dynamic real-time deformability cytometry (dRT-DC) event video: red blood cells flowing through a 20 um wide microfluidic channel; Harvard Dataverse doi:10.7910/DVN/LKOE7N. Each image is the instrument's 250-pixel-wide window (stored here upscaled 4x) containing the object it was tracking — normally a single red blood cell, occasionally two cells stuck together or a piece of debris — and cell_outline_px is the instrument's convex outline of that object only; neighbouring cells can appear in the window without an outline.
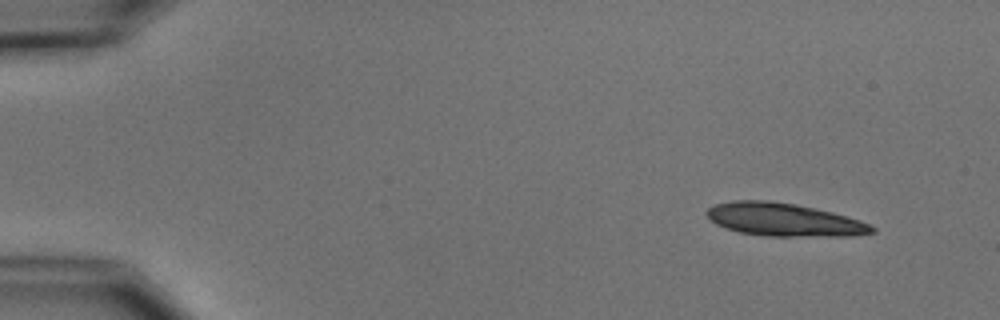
{"species": "common noctule bat (a hibernating species)", "species_latin": "Nyctalus noctula", "temperature_condition": "cold", "stored_images_in_passage": 6, "segment_of_instrument_passage": [1, 2], "camera_frame_rate_fps": 3000, "um_per_image_px": 0.085, "animal": {"sex": "male", "body_mass_g": 15.6}, "frame": {"image": 1, "passage_image": 1, "time_ms": 0.0, "image_size_px": [1000, 320], "cell_outline_px": [[876, 232], [856, 236], [764, 236], [740, 232], [716, 224], [704, 212], [708, 208], [716, 204], [736, 200], [768, 200], [796, 204], [832, 212], [860, 220], [876, 228]], "centroid_in_image_um": [66.67, 18.67], "position_along_channel_um": 18.3, "area_um2": 31.73}}